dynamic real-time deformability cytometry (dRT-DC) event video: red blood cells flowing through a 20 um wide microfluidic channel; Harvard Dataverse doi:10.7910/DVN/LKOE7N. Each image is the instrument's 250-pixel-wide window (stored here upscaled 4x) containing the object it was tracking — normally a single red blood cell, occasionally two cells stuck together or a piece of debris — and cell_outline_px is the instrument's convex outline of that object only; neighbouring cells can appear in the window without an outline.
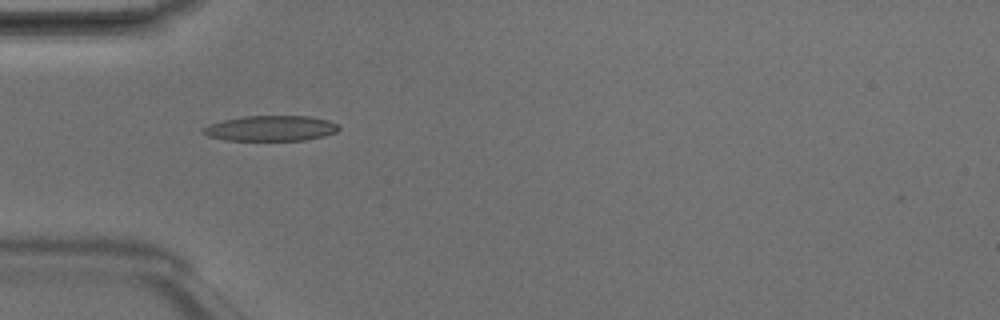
{"species": "Egyptian fruit bat (a non-hibernating species)", "species_latin": "Rousettus aegyptiacus", "temperature_condition": "room temperature", "stored_images_in_passage": 7, "camera_frame_rate_fps": 3000, "um_per_image_px": 0.085, "animal": {"sex": "male"}, "frame": {"image": 1, "passage_image": 5, "time_ms": 1.333, "image_size_px": [1000, 320], "cell_outline_px": [[340, 128], [336, 132], [324, 136], [304, 140], [224, 140], [208, 136], [200, 132], [200, 128], [208, 124], [224, 120], [244, 116], [308, 116], [328, 120], [340, 124]], "centroid_in_image_um": [22.99, 10.9], "position_along_channel_um": 62.0, "area_um2": 20.23}}